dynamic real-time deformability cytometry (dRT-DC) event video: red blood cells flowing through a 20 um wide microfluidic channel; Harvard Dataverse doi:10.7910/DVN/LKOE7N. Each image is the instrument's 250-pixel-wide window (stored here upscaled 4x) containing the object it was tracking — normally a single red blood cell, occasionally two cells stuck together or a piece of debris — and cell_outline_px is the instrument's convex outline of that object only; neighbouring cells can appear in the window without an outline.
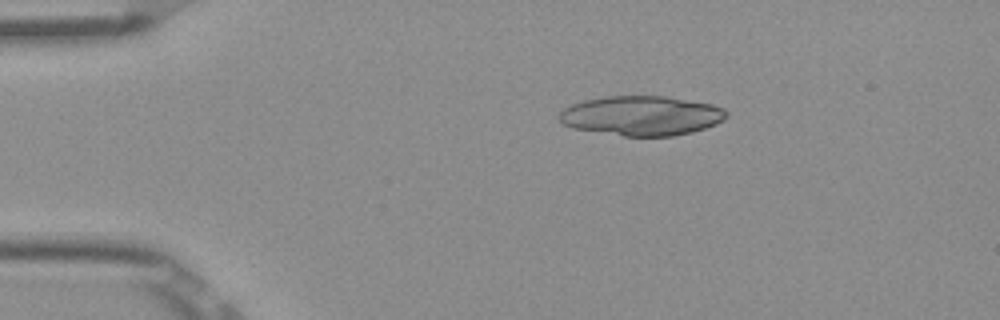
{"species": "Egyptian fruit bat (a non-hibernating species)", "species_latin": "Rousettus aegyptiacus", "temperature_condition": "room temperature", "stored_images_in_passage": 43, "segment_of_instrument_passage": [1, 2], "camera_frame_rate_fps": 3000, "um_per_image_px": 0.085, "frame": {"image": 1, "passage_image": 1, "time_ms": 0.0, "image_size_px": [1000, 320], "cell_outline_px": [[728, 116], [724, 120], [716, 124], [692, 132], [672, 136], [624, 136], [572, 128], [564, 124], [560, 120], [560, 112], [564, 108], [572, 104], [584, 100], [604, 96], [664, 96], [712, 104], [724, 108], [728, 112]], "centroid_in_image_um": [54.55, 9.83], "position_along_channel_um": 30.4, "area_um2": 38.61}}